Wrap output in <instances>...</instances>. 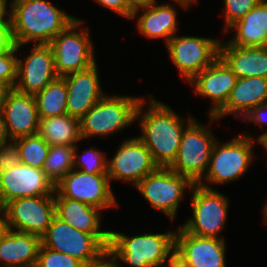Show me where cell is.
I'll use <instances>...</instances> for the list:
<instances>
[{
  "label": "cell",
  "mask_w": 267,
  "mask_h": 267,
  "mask_svg": "<svg viewBox=\"0 0 267 267\" xmlns=\"http://www.w3.org/2000/svg\"><path fill=\"white\" fill-rule=\"evenodd\" d=\"M195 119L192 114L177 113L153 93L143 95L136 114V135L152 154L159 167L168 168L175 160L185 128ZM140 133V134H139Z\"/></svg>",
  "instance_id": "6da1fadb"
},
{
  "label": "cell",
  "mask_w": 267,
  "mask_h": 267,
  "mask_svg": "<svg viewBox=\"0 0 267 267\" xmlns=\"http://www.w3.org/2000/svg\"><path fill=\"white\" fill-rule=\"evenodd\" d=\"M58 6L51 0H10L13 43L49 44L77 19Z\"/></svg>",
  "instance_id": "7a4b0ae2"
},
{
  "label": "cell",
  "mask_w": 267,
  "mask_h": 267,
  "mask_svg": "<svg viewBox=\"0 0 267 267\" xmlns=\"http://www.w3.org/2000/svg\"><path fill=\"white\" fill-rule=\"evenodd\" d=\"M130 235L128 232L110 229L108 254L115 267L165 266L175 251V229Z\"/></svg>",
  "instance_id": "3957f363"
},
{
  "label": "cell",
  "mask_w": 267,
  "mask_h": 267,
  "mask_svg": "<svg viewBox=\"0 0 267 267\" xmlns=\"http://www.w3.org/2000/svg\"><path fill=\"white\" fill-rule=\"evenodd\" d=\"M218 140L214 143L210 162L204 178L198 183L208 189H218L219 186L229 185L245 176L257 155L255 146L261 148V142L239 132L224 142ZM216 185H218L217 188Z\"/></svg>",
  "instance_id": "277c9868"
},
{
  "label": "cell",
  "mask_w": 267,
  "mask_h": 267,
  "mask_svg": "<svg viewBox=\"0 0 267 267\" xmlns=\"http://www.w3.org/2000/svg\"><path fill=\"white\" fill-rule=\"evenodd\" d=\"M143 96L105 94L80 119V136L83 141L106 139L135 127L137 106Z\"/></svg>",
  "instance_id": "5b68a950"
},
{
  "label": "cell",
  "mask_w": 267,
  "mask_h": 267,
  "mask_svg": "<svg viewBox=\"0 0 267 267\" xmlns=\"http://www.w3.org/2000/svg\"><path fill=\"white\" fill-rule=\"evenodd\" d=\"M207 117L206 122L209 124L195 118L185 128L177 156L168 167L175 173L188 178L193 184H198L204 178L214 143L218 140L213 125L215 127V124L218 122L221 124V121L215 116Z\"/></svg>",
  "instance_id": "8992f818"
},
{
  "label": "cell",
  "mask_w": 267,
  "mask_h": 267,
  "mask_svg": "<svg viewBox=\"0 0 267 267\" xmlns=\"http://www.w3.org/2000/svg\"><path fill=\"white\" fill-rule=\"evenodd\" d=\"M191 216L179 226L189 234L200 237L225 239L222 232L227 227L230 197L219 189H208L194 184L190 191Z\"/></svg>",
  "instance_id": "52a82bcc"
},
{
  "label": "cell",
  "mask_w": 267,
  "mask_h": 267,
  "mask_svg": "<svg viewBox=\"0 0 267 267\" xmlns=\"http://www.w3.org/2000/svg\"><path fill=\"white\" fill-rule=\"evenodd\" d=\"M110 233H87L73 228L55 216L41 237V244L66 253L84 265L98 262L108 254Z\"/></svg>",
  "instance_id": "ba28073f"
},
{
  "label": "cell",
  "mask_w": 267,
  "mask_h": 267,
  "mask_svg": "<svg viewBox=\"0 0 267 267\" xmlns=\"http://www.w3.org/2000/svg\"><path fill=\"white\" fill-rule=\"evenodd\" d=\"M84 22L86 20L78 16L49 43L58 76L86 70L97 62L96 45L89 26Z\"/></svg>",
  "instance_id": "9c48e42d"
},
{
  "label": "cell",
  "mask_w": 267,
  "mask_h": 267,
  "mask_svg": "<svg viewBox=\"0 0 267 267\" xmlns=\"http://www.w3.org/2000/svg\"><path fill=\"white\" fill-rule=\"evenodd\" d=\"M193 185L188 178L170 168L159 167L143 178L134 189L154 211L162 212L173 223L178 218L179 210H182L180 204L184 202L185 195L190 193Z\"/></svg>",
  "instance_id": "30bf717a"
},
{
  "label": "cell",
  "mask_w": 267,
  "mask_h": 267,
  "mask_svg": "<svg viewBox=\"0 0 267 267\" xmlns=\"http://www.w3.org/2000/svg\"><path fill=\"white\" fill-rule=\"evenodd\" d=\"M176 34L165 45L170 63L187 84L219 57L221 38Z\"/></svg>",
  "instance_id": "8fae6325"
},
{
  "label": "cell",
  "mask_w": 267,
  "mask_h": 267,
  "mask_svg": "<svg viewBox=\"0 0 267 267\" xmlns=\"http://www.w3.org/2000/svg\"><path fill=\"white\" fill-rule=\"evenodd\" d=\"M193 6L197 5L191 0H168L162 3L159 0H152L144 6L134 9L131 23L132 20L136 21V30L142 38L152 41L160 39L164 41L165 46L180 32L178 20L180 12L177 9L185 12L191 10Z\"/></svg>",
  "instance_id": "7c38bea8"
},
{
  "label": "cell",
  "mask_w": 267,
  "mask_h": 267,
  "mask_svg": "<svg viewBox=\"0 0 267 267\" xmlns=\"http://www.w3.org/2000/svg\"><path fill=\"white\" fill-rule=\"evenodd\" d=\"M107 174H87L72 169L55 184L62 197L83 202L104 213L120 207Z\"/></svg>",
  "instance_id": "4fadbf2b"
},
{
  "label": "cell",
  "mask_w": 267,
  "mask_h": 267,
  "mask_svg": "<svg viewBox=\"0 0 267 267\" xmlns=\"http://www.w3.org/2000/svg\"><path fill=\"white\" fill-rule=\"evenodd\" d=\"M159 166L152 154L137 137H125L119 142L111 158L108 157L107 175L110 183L122 182L134 188L143 178L153 173Z\"/></svg>",
  "instance_id": "5bb4252c"
},
{
  "label": "cell",
  "mask_w": 267,
  "mask_h": 267,
  "mask_svg": "<svg viewBox=\"0 0 267 267\" xmlns=\"http://www.w3.org/2000/svg\"><path fill=\"white\" fill-rule=\"evenodd\" d=\"M27 46L28 44L16 45L17 80L14 89L21 93L35 95L59 76L49 44H32V47L29 44L28 53L21 52L22 49L26 50Z\"/></svg>",
  "instance_id": "9a60e30c"
},
{
  "label": "cell",
  "mask_w": 267,
  "mask_h": 267,
  "mask_svg": "<svg viewBox=\"0 0 267 267\" xmlns=\"http://www.w3.org/2000/svg\"><path fill=\"white\" fill-rule=\"evenodd\" d=\"M9 229L42 237L56 216L54 195L14 199L5 205Z\"/></svg>",
  "instance_id": "2e32d148"
},
{
  "label": "cell",
  "mask_w": 267,
  "mask_h": 267,
  "mask_svg": "<svg viewBox=\"0 0 267 267\" xmlns=\"http://www.w3.org/2000/svg\"><path fill=\"white\" fill-rule=\"evenodd\" d=\"M237 76L219 56L187 84L195 96L210 100L207 116H215L227 103Z\"/></svg>",
  "instance_id": "e0dca14e"
},
{
  "label": "cell",
  "mask_w": 267,
  "mask_h": 267,
  "mask_svg": "<svg viewBox=\"0 0 267 267\" xmlns=\"http://www.w3.org/2000/svg\"><path fill=\"white\" fill-rule=\"evenodd\" d=\"M55 184L42 169L19 163L0 173V196L8 202L24 197L54 195Z\"/></svg>",
  "instance_id": "ac0fdd59"
},
{
  "label": "cell",
  "mask_w": 267,
  "mask_h": 267,
  "mask_svg": "<svg viewBox=\"0 0 267 267\" xmlns=\"http://www.w3.org/2000/svg\"><path fill=\"white\" fill-rule=\"evenodd\" d=\"M226 244V239L196 236L176 226L174 252L191 267H227Z\"/></svg>",
  "instance_id": "d6986e66"
},
{
  "label": "cell",
  "mask_w": 267,
  "mask_h": 267,
  "mask_svg": "<svg viewBox=\"0 0 267 267\" xmlns=\"http://www.w3.org/2000/svg\"><path fill=\"white\" fill-rule=\"evenodd\" d=\"M2 110L11 140L38 134L40 118L34 95L9 89L0 97Z\"/></svg>",
  "instance_id": "ffe728a7"
},
{
  "label": "cell",
  "mask_w": 267,
  "mask_h": 267,
  "mask_svg": "<svg viewBox=\"0 0 267 267\" xmlns=\"http://www.w3.org/2000/svg\"><path fill=\"white\" fill-rule=\"evenodd\" d=\"M98 61L86 70L62 76L67 86V114L81 119L105 94Z\"/></svg>",
  "instance_id": "44dd1931"
},
{
  "label": "cell",
  "mask_w": 267,
  "mask_h": 267,
  "mask_svg": "<svg viewBox=\"0 0 267 267\" xmlns=\"http://www.w3.org/2000/svg\"><path fill=\"white\" fill-rule=\"evenodd\" d=\"M267 102V78H238L225 106L215 115L220 121L232 116L242 120L254 107Z\"/></svg>",
  "instance_id": "7402d4cb"
},
{
  "label": "cell",
  "mask_w": 267,
  "mask_h": 267,
  "mask_svg": "<svg viewBox=\"0 0 267 267\" xmlns=\"http://www.w3.org/2000/svg\"><path fill=\"white\" fill-rule=\"evenodd\" d=\"M230 45L243 47L267 46V0H261L240 20L231 25L224 33ZM231 36V37H229Z\"/></svg>",
  "instance_id": "603a6c76"
},
{
  "label": "cell",
  "mask_w": 267,
  "mask_h": 267,
  "mask_svg": "<svg viewBox=\"0 0 267 267\" xmlns=\"http://www.w3.org/2000/svg\"><path fill=\"white\" fill-rule=\"evenodd\" d=\"M219 56L229 66L237 78H267V46H235L221 39L219 44Z\"/></svg>",
  "instance_id": "cb8c5ba5"
},
{
  "label": "cell",
  "mask_w": 267,
  "mask_h": 267,
  "mask_svg": "<svg viewBox=\"0 0 267 267\" xmlns=\"http://www.w3.org/2000/svg\"><path fill=\"white\" fill-rule=\"evenodd\" d=\"M41 237L9 229L0 239V267L36 266Z\"/></svg>",
  "instance_id": "d4e9b609"
},
{
  "label": "cell",
  "mask_w": 267,
  "mask_h": 267,
  "mask_svg": "<svg viewBox=\"0 0 267 267\" xmlns=\"http://www.w3.org/2000/svg\"><path fill=\"white\" fill-rule=\"evenodd\" d=\"M54 200L56 216L73 228L87 233H110V229L102 225L105 214L101 209L62 197L56 191Z\"/></svg>",
  "instance_id": "484cf974"
},
{
  "label": "cell",
  "mask_w": 267,
  "mask_h": 267,
  "mask_svg": "<svg viewBox=\"0 0 267 267\" xmlns=\"http://www.w3.org/2000/svg\"><path fill=\"white\" fill-rule=\"evenodd\" d=\"M38 134L50 146H76L82 140L80 120L69 114L40 118Z\"/></svg>",
  "instance_id": "4316f807"
},
{
  "label": "cell",
  "mask_w": 267,
  "mask_h": 267,
  "mask_svg": "<svg viewBox=\"0 0 267 267\" xmlns=\"http://www.w3.org/2000/svg\"><path fill=\"white\" fill-rule=\"evenodd\" d=\"M34 97L39 118L67 114V86L63 77L51 81Z\"/></svg>",
  "instance_id": "83f0119b"
},
{
  "label": "cell",
  "mask_w": 267,
  "mask_h": 267,
  "mask_svg": "<svg viewBox=\"0 0 267 267\" xmlns=\"http://www.w3.org/2000/svg\"><path fill=\"white\" fill-rule=\"evenodd\" d=\"M74 147L66 145L50 146L42 170L54 184L74 169Z\"/></svg>",
  "instance_id": "f1b7e54d"
},
{
  "label": "cell",
  "mask_w": 267,
  "mask_h": 267,
  "mask_svg": "<svg viewBox=\"0 0 267 267\" xmlns=\"http://www.w3.org/2000/svg\"><path fill=\"white\" fill-rule=\"evenodd\" d=\"M83 142L85 141L81 140L74 147V169L87 174H107V152L98 149L94 145H90L89 148L85 147L83 151H79Z\"/></svg>",
  "instance_id": "f546056e"
},
{
  "label": "cell",
  "mask_w": 267,
  "mask_h": 267,
  "mask_svg": "<svg viewBox=\"0 0 267 267\" xmlns=\"http://www.w3.org/2000/svg\"><path fill=\"white\" fill-rule=\"evenodd\" d=\"M13 141L18 146L21 163L43 169L50 145L39 134L23 136Z\"/></svg>",
  "instance_id": "4dcf8cb0"
},
{
  "label": "cell",
  "mask_w": 267,
  "mask_h": 267,
  "mask_svg": "<svg viewBox=\"0 0 267 267\" xmlns=\"http://www.w3.org/2000/svg\"><path fill=\"white\" fill-rule=\"evenodd\" d=\"M17 80V47L14 44L0 54V90L13 89Z\"/></svg>",
  "instance_id": "1f68e13d"
},
{
  "label": "cell",
  "mask_w": 267,
  "mask_h": 267,
  "mask_svg": "<svg viewBox=\"0 0 267 267\" xmlns=\"http://www.w3.org/2000/svg\"><path fill=\"white\" fill-rule=\"evenodd\" d=\"M261 0H222V34L247 12L254 8Z\"/></svg>",
  "instance_id": "d6a6232c"
},
{
  "label": "cell",
  "mask_w": 267,
  "mask_h": 267,
  "mask_svg": "<svg viewBox=\"0 0 267 267\" xmlns=\"http://www.w3.org/2000/svg\"><path fill=\"white\" fill-rule=\"evenodd\" d=\"M84 264L76 258L44 247L39 249L36 267H83Z\"/></svg>",
  "instance_id": "836d02e7"
},
{
  "label": "cell",
  "mask_w": 267,
  "mask_h": 267,
  "mask_svg": "<svg viewBox=\"0 0 267 267\" xmlns=\"http://www.w3.org/2000/svg\"><path fill=\"white\" fill-rule=\"evenodd\" d=\"M242 122V124L247 123L245 125H249V131L252 130V125H256V127L261 128L262 130H264L263 132H261V135L259 134L258 136H254L251 132L249 131H241V133L245 136H250L256 140H258L259 142H262L264 139L267 138V102H265L264 104H260L256 107H254L250 112H248L240 121ZM244 122V123H243ZM249 123V124H248ZM252 134V135H251Z\"/></svg>",
  "instance_id": "e575fe53"
},
{
  "label": "cell",
  "mask_w": 267,
  "mask_h": 267,
  "mask_svg": "<svg viewBox=\"0 0 267 267\" xmlns=\"http://www.w3.org/2000/svg\"><path fill=\"white\" fill-rule=\"evenodd\" d=\"M21 163L17 144L12 140L0 146V173Z\"/></svg>",
  "instance_id": "d590c367"
},
{
  "label": "cell",
  "mask_w": 267,
  "mask_h": 267,
  "mask_svg": "<svg viewBox=\"0 0 267 267\" xmlns=\"http://www.w3.org/2000/svg\"><path fill=\"white\" fill-rule=\"evenodd\" d=\"M106 10L118 14L120 18L131 21L134 9L128 4L127 0H92Z\"/></svg>",
  "instance_id": "8d00e7d4"
},
{
  "label": "cell",
  "mask_w": 267,
  "mask_h": 267,
  "mask_svg": "<svg viewBox=\"0 0 267 267\" xmlns=\"http://www.w3.org/2000/svg\"><path fill=\"white\" fill-rule=\"evenodd\" d=\"M14 45L11 32V18L0 19V54Z\"/></svg>",
  "instance_id": "74e56055"
},
{
  "label": "cell",
  "mask_w": 267,
  "mask_h": 267,
  "mask_svg": "<svg viewBox=\"0 0 267 267\" xmlns=\"http://www.w3.org/2000/svg\"><path fill=\"white\" fill-rule=\"evenodd\" d=\"M11 138L7 131V125L5 122L4 114L0 109V146L11 142Z\"/></svg>",
  "instance_id": "f35d334b"
},
{
  "label": "cell",
  "mask_w": 267,
  "mask_h": 267,
  "mask_svg": "<svg viewBox=\"0 0 267 267\" xmlns=\"http://www.w3.org/2000/svg\"><path fill=\"white\" fill-rule=\"evenodd\" d=\"M9 231L8 215L6 208L0 209V239Z\"/></svg>",
  "instance_id": "ab89813d"
},
{
  "label": "cell",
  "mask_w": 267,
  "mask_h": 267,
  "mask_svg": "<svg viewBox=\"0 0 267 267\" xmlns=\"http://www.w3.org/2000/svg\"><path fill=\"white\" fill-rule=\"evenodd\" d=\"M167 267H191L182 258H180L175 252L170 256L169 261L166 264Z\"/></svg>",
  "instance_id": "60d3db41"
},
{
  "label": "cell",
  "mask_w": 267,
  "mask_h": 267,
  "mask_svg": "<svg viewBox=\"0 0 267 267\" xmlns=\"http://www.w3.org/2000/svg\"><path fill=\"white\" fill-rule=\"evenodd\" d=\"M83 267H115L111 257L107 254L104 258L99 260L98 262L84 265Z\"/></svg>",
  "instance_id": "b9f144b4"
},
{
  "label": "cell",
  "mask_w": 267,
  "mask_h": 267,
  "mask_svg": "<svg viewBox=\"0 0 267 267\" xmlns=\"http://www.w3.org/2000/svg\"><path fill=\"white\" fill-rule=\"evenodd\" d=\"M10 17V0H0V19Z\"/></svg>",
  "instance_id": "7bdbcfd3"
},
{
  "label": "cell",
  "mask_w": 267,
  "mask_h": 267,
  "mask_svg": "<svg viewBox=\"0 0 267 267\" xmlns=\"http://www.w3.org/2000/svg\"><path fill=\"white\" fill-rule=\"evenodd\" d=\"M152 0H127L128 4L133 8L136 9L138 7H142Z\"/></svg>",
  "instance_id": "ee69618b"
},
{
  "label": "cell",
  "mask_w": 267,
  "mask_h": 267,
  "mask_svg": "<svg viewBox=\"0 0 267 267\" xmlns=\"http://www.w3.org/2000/svg\"><path fill=\"white\" fill-rule=\"evenodd\" d=\"M267 199V198H266ZM261 212H262V221L265 226H267V200L264 201V204H262Z\"/></svg>",
  "instance_id": "f6af8a7d"
},
{
  "label": "cell",
  "mask_w": 267,
  "mask_h": 267,
  "mask_svg": "<svg viewBox=\"0 0 267 267\" xmlns=\"http://www.w3.org/2000/svg\"><path fill=\"white\" fill-rule=\"evenodd\" d=\"M261 149H263V152L267 153V138L261 142Z\"/></svg>",
  "instance_id": "bcb514c9"
},
{
  "label": "cell",
  "mask_w": 267,
  "mask_h": 267,
  "mask_svg": "<svg viewBox=\"0 0 267 267\" xmlns=\"http://www.w3.org/2000/svg\"><path fill=\"white\" fill-rule=\"evenodd\" d=\"M5 208V205L1 199V196H0V209H4Z\"/></svg>",
  "instance_id": "7dc6e473"
},
{
  "label": "cell",
  "mask_w": 267,
  "mask_h": 267,
  "mask_svg": "<svg viewBox=\"0 0 267 267\" xmlns=\"http://www.w3.org/2000/svg\"><path fill=\"white\" fill-rule=\"evenodd\" d=\"M192 2H194L196 5H197V7H198V5H199V0H191Z\"/></svg>",
  "instance_id": "c3c4849f"
}]
</instances>
